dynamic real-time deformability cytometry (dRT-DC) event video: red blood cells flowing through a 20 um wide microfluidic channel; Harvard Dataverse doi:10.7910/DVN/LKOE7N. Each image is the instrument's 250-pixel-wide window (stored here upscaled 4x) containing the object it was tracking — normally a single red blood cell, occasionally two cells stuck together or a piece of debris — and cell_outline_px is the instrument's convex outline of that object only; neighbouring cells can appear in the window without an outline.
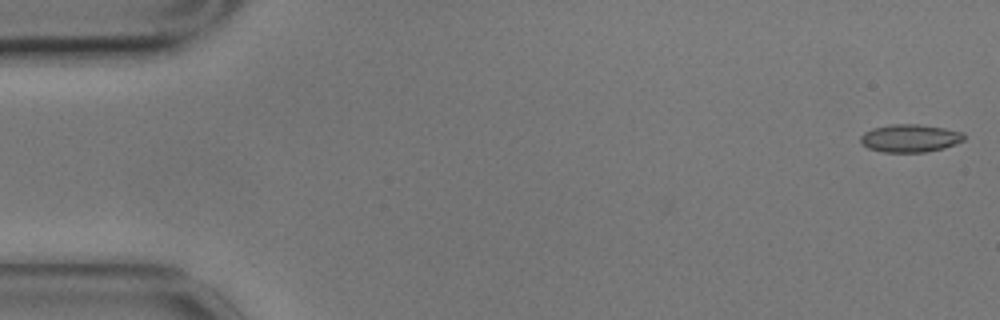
{"species": "common noctule bat (a hibernating species)", "species_latin": "Nyctalus noctula", "temperature_condition": "cold", "stored_images_in_passage": 46, "camera_frame_rate_fps": 3000, "um_per_image_px": 0.085, "animal": {"sex": "male", "body_mass_g": 17.9}, "frame": {"image": 1, "passage_image": 1, "time_ms": 0.0, "image_size_px": [1000, 320], "cell_outline_px": [[964, 140], [944, 148], [924, 152], [884, 152], [868, 148], [860, 144], [860, 136], [864, 132], [872, 128], [892, 124], [916, 124], [944, 128], [964, 132]], "centroid_in_image_um": [77.32, 11.75], "position_along_channel_um": 7.7, "area_um2": 16.82}}
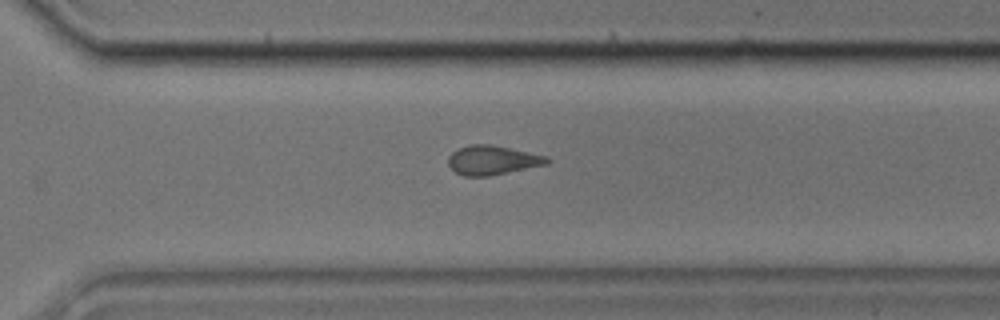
{"frame": {"image": 2, "passage_image": 40, "time_ms": 13.0, "image_size_px": [1000, 320], "cell_outline_px": [[552, 160], [548, 164], [488, 176], [464, 176], [456, 172], [448, 164], [448, 156], [452, 152], [468, 144], [492, 144], [548, 156]], "centroid_in_image_um": [41.88, 13.6], "position_along_channel_um": 328.7, "area_um2": 16.88}}
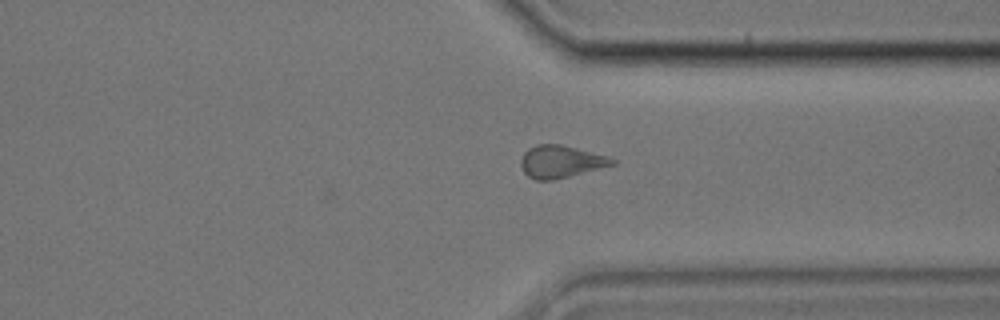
{"frame": {"image": 3, "passage_image": 43, "time_ms": 14.0, "image_size_px": [1000, 320], "cell_outline_px": [[616, 164], [552, 180], [536, 180], [528, 176], [524, 172], [520, 164], [520, 160], [524, 152], [528, 148], [536, 144], [560, 144], [608, 156], [616, 160]], "centroid_in_image_um": [47.64, 13.73], "position_along_channel_um": 363.8, "area_um2": 17.11}, "authors_computed_cell_mechanics": {"area_um2": 16.6464, "velocity_mm_per_s": 3.4831, "shape_relaxation_time_tau1_ms": null, "shape_relaxation_time_tau2_ms": 4.3638, "deformation_change_tau1": null, "deformation_change_tau2": 0.1062}}